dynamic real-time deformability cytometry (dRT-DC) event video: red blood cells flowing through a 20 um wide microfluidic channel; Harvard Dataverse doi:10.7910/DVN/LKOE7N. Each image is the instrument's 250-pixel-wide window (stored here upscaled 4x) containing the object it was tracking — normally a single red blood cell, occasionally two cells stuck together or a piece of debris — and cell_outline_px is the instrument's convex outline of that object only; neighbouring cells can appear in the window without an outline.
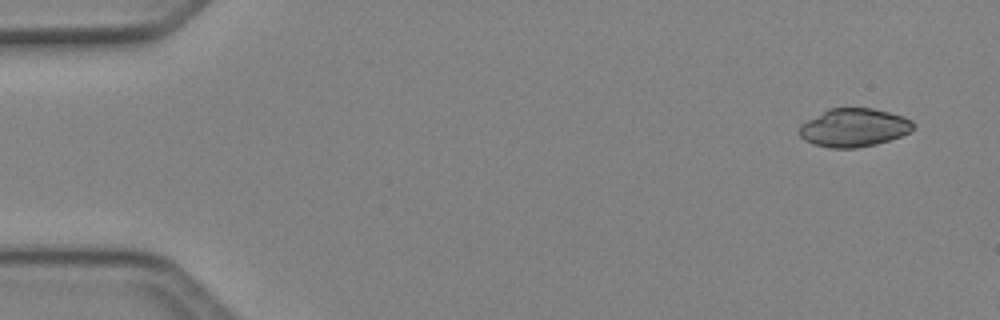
{"species": "Egyptian fruit bat (a non-hibernating species)", "species_latin": "Rousettus aegyptiacus", "temperature_condition": "cold", "stored_images_in_passage": 2, "camera_frame_rate_fps": 3000, "um_per_image_px": 0.085, "animal": {"sex": "female"}, "frame": {"image": 1, "passage_image": 1, "time_ms": 0.0, "image_size_px": [1000, 320], "cell_outline_px": [[912, 128], [908, 132], [900, 136], [876, 144], [856, 148], [828, 148], [812, 144], [804, 140], [800, 136], [800, 124], [828, 108], [872, 108], [904, 116], [912, 120]], "centroid_in_image_um": [72.54, 10.85], "position_along_channel_um": 12.5, "area_um2": 25.37}}